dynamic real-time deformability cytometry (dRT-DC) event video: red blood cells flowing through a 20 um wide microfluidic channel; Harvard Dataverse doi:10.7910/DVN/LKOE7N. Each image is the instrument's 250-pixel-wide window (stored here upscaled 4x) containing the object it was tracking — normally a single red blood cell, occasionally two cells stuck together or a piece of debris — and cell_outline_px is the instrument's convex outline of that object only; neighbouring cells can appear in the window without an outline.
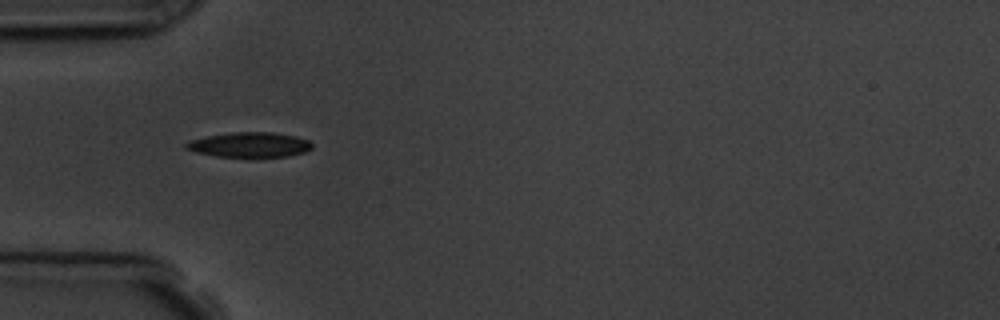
{"species": "common noctule bat (a hibernating species)", "species_latin": "Nyctalus noctula", "temperature_condition": "room temperature", "stored_images_in_passage": 7, "camera_frame_rate_fps": 3000, "um_per_image_px": 0.085, "animal": {"sex": "male", "body_mass_g": 19.5, "forearm_length_mm": 54.6}, "frame": {"image": 1, "passage_image": 5, "time_ms": 5.333, "image_size_px": [1000, 320], "cell_outline_px": [[312, 148], [304, 152], [288, 156], [216, 156], [196, 152], [184, 148], [184, 144], [188, 140], [204, 136], [232, 132], [272, 132], [296, 136], [308, 140], [312, 144]], "centroid_in_image_um": [21.17, 12.28], "position_along_channel_um": 63.8, "area_um2": 18.26}}